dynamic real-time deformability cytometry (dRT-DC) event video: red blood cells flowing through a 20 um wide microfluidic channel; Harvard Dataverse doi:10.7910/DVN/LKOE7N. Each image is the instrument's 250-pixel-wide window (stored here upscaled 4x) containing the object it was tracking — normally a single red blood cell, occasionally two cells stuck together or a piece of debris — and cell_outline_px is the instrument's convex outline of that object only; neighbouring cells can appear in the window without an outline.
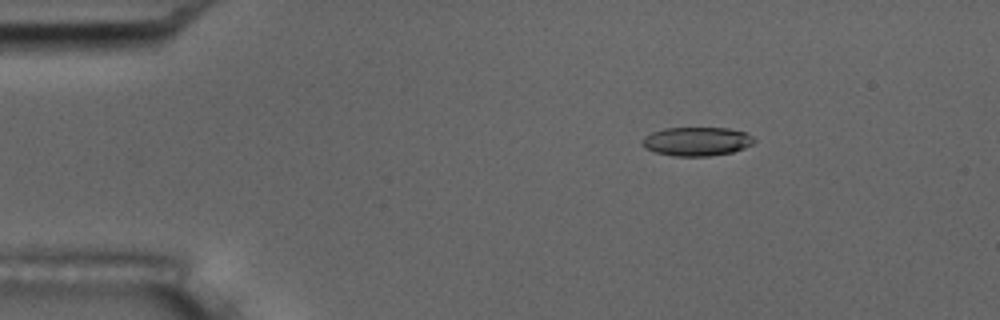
{"species": "common noctule bat (a hibernating species)", "species_latin": "Nyctalus noctula", "temperature_condition": "room temperature", "stored_images_in_passage": 52, "camera_frame_rate_fps": 3000, "um_per_image_px": 0.085, "animal": {"sex": "male", "body_mass_g": 17.5, "forearm_length_mm": 52.3}, "frame": {"image": 1, "passage_image": 5, "time_ms": 1.333, "image_size_px": [1000, 320], "cell_outline_px": [[756, 140], [752, 144], [744, 148], [732, 152], [708, 156], [672, 156], [656, 152], [644, 148], [640, 144], [640, 140], [644, 136], [652, 132], [664, 128], [728, 128], [744, 132], [752, 136]], "centroid_in_image_um": [59.18, 12.02], "position_along_channel_um": 25.8, "area_um2": 18.9}}
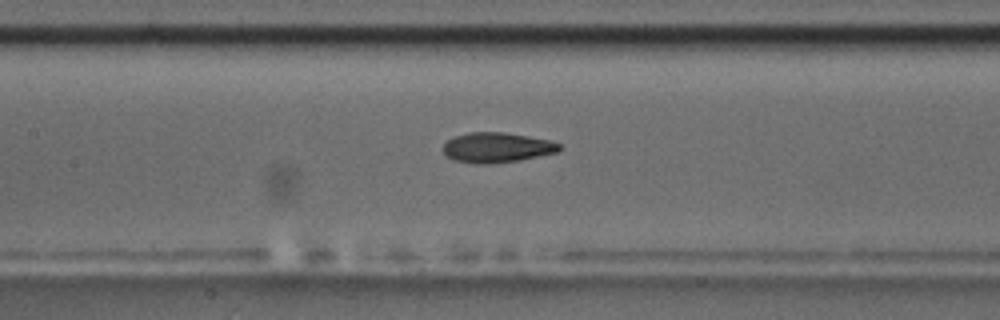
{"frame": {"image": 2, "passage_image": 22, "time_ms": 7.0, "image_size_px": [1000, 320], "cell_outline_px": [[560, 148], [556, 152], [520, 160], [492, 164], [472, 164], [452, 160], [444, 156], [444, 144], [452, 136], [468, 132], [504, 132], [552, 140], [560, 144]], "centroid_in_image_um": [42.18, 12.54], "position_along_channel_um": 165.2, "area_um2": 20.63}}
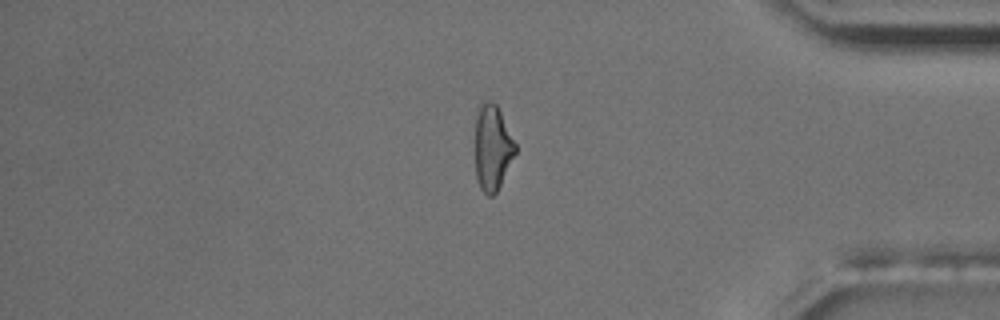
{"frame": {"image": 3, "passage_image": 43, "time_ms": 14.0, "image_size_px": [1000, 320], "cell_outline_px": [[516, 152], [496, 192], [492, 196], [488, 196], [480, 188], [476, 176], [476, 104], [480, 100], [492, 100], [496, 104], [516, 144]], "centroid_in_image_um": [41.83, 12.48], "position_along_channel_um": 393.4, "area_um2": 20.0}, "authors_computed_cell_mechanics": {"area_um2": 20.3167, "velocity_mm_per_s": 3.6263, "shape_relaxation_time_tau1_ms": 5.0566, "shape_relaxation_time_tau2_ms": 3.3007, "deformation_change_tau1": 0.1453, "deformation_change_tau2": 0.108}}